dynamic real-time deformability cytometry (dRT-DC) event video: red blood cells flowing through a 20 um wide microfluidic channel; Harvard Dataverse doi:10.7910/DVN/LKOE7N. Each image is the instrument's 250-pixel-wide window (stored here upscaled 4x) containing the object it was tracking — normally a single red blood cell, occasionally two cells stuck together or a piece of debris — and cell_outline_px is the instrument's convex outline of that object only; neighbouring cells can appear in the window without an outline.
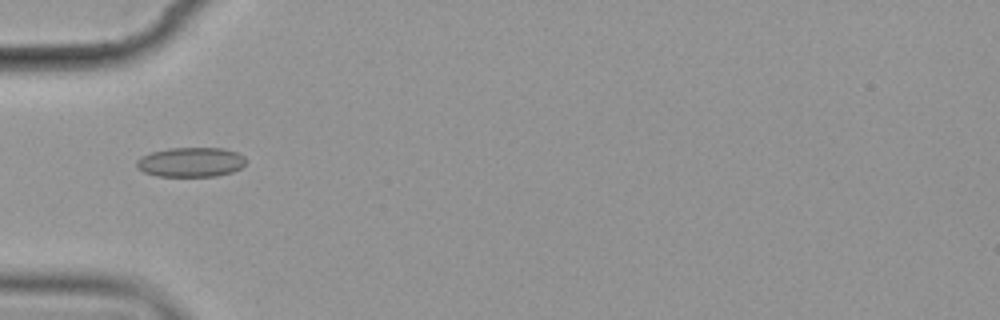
{"species": "common noctule bat (a hibernating species)", "species_latin": "Nyctalus noctula", "temperature_condition": "cold", "stored_images_in_passage": 7, "camera_frame_rate_fps": 3000, "um_per_image_px": 0.085, "animal": {"sex": "female", "body_mass_g": 19.9}, "frame": {"image": 1, "passage_image": 6, "time_ms": 5.667, "image_size_px": [1000, 320], "cell_outline_px": [[248, 160], [240, 168], [232, 172], [216, 176], [156, 176], [144, 172], [136, 168], [136, 160], [140, 156], [152, 152], [168, 148], [224, 148], [236, 152], [244, 156]], "centroid_in_image_um": [16.21, 13.78], "position_along_channel_um": 68.8, "area_um2": 19.02}}
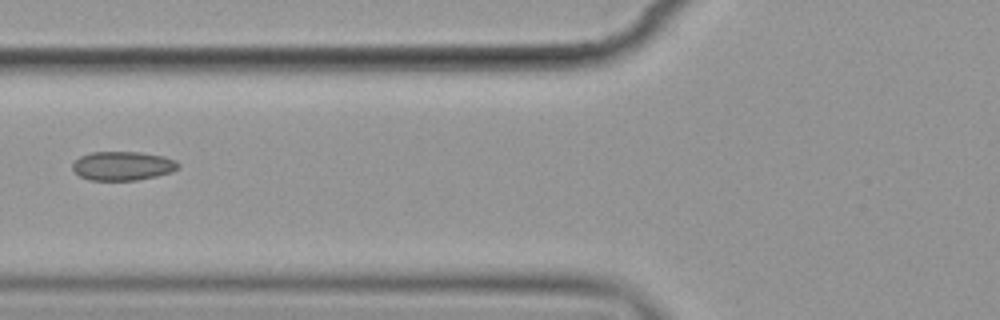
{"frame": {"image": 2, "passage_image": 7, "time_ms": 7.0, "image_size_px": [1000, 320], "cell_outline_px": [[180, 168], [172, 172], [156, 176], [136, 180], [88, 180], [80, 176], [72, 168], [72, 164], [80, 156], [92, 152], [140, 152], [164, 156], [176, 160], [180, 164]], "centroid_in_image_um": [10.46, 14.1], "position_along_channel_um": 115.3, "area_um2": 17.92}}